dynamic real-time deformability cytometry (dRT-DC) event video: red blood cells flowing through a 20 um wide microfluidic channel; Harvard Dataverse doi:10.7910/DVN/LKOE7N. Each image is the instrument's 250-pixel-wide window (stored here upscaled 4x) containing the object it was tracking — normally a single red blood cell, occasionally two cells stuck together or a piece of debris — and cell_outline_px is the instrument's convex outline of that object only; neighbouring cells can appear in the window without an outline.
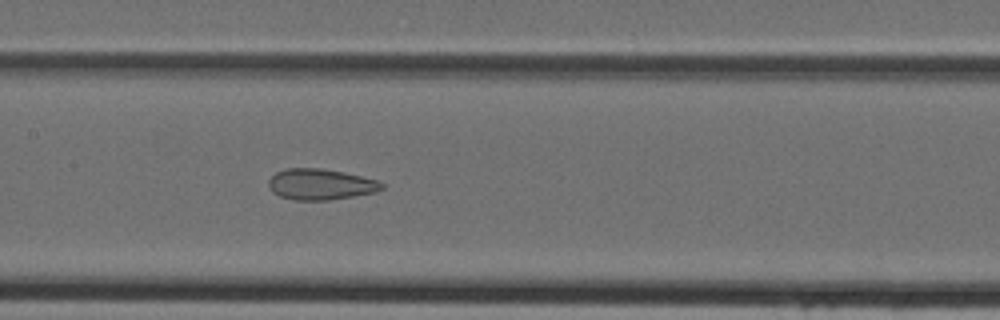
{"species": "Egyptian fruit bat (a non-hibernating species)", "species_latin": "Rousettus aegyptiacus", "temperature_condition": "cold", "stored_images_in_passage": 40, "camera_frame_rate_fps": 3000, "um_per_image_px": 0.085, "animal": {"sex": "female"}, "frame": {"image": 1, "passage_image": 21, "time_ms": 6.667, "image_size_px": [1000, 320], "cell_outline_px": [[384, 188], [376, 192], [328, 200], [296, 200], [280, 196], [272, 192], [268, 184], [268, 180], [276, 172], [288, 168], [320, 168], [344, 172], [380, 180], [384, 184]], "centroid_in_image_um": [27.27, 15.66], "position_along_channel_um": 180.1, "area_um2": 20.46}}
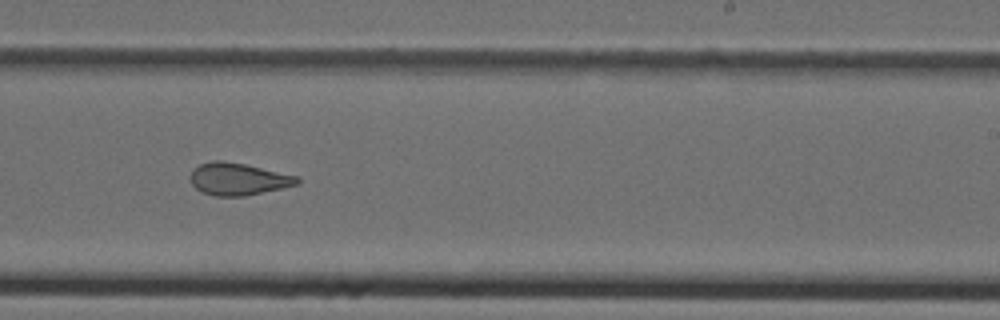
{"frame": {"image": 2, "passage_image": 27, "time_ms": 8.667, "image_size_px": [1000, 320], "cell_outline_px": [[300, 184], [244, 196], [216, 196], [200, 192], [192, 184], [192, 172], [200, 164], [212, 160], [220, 160], [244, 164], [300, 176]], "centroid_in_image_um": [20.29, 15.22], "position_along_channel_um": 268.7, "area_um2": 19.94}}
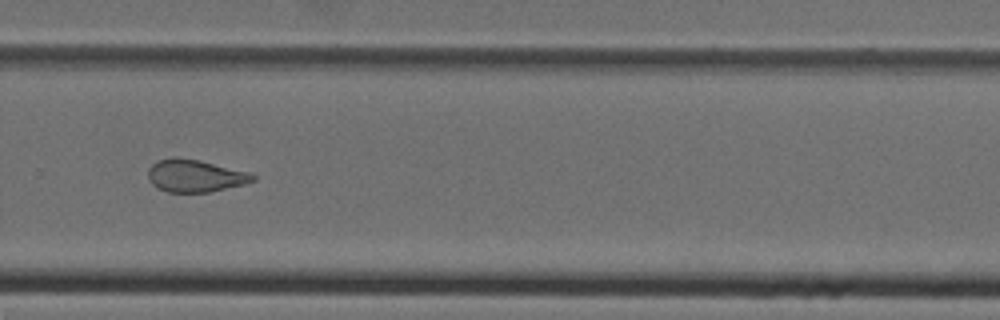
{"frame": {"image": 3, "passage_image": 30, "time_ms": 9.667, "image_size_px": [1000, 320], "cell_outline_px": [[256, 180], [244, 184], [208, 192], [168, 192], [156, 188], [148, 180], [148, 168], [156, 160], [172, 156], [176, 156], [200, 160], [252, 172], [256, 176]], "centroid_in_image_um": [16.57, 14.92], "position_along_channel_um": 313.2, "area_um2": 20.23}}